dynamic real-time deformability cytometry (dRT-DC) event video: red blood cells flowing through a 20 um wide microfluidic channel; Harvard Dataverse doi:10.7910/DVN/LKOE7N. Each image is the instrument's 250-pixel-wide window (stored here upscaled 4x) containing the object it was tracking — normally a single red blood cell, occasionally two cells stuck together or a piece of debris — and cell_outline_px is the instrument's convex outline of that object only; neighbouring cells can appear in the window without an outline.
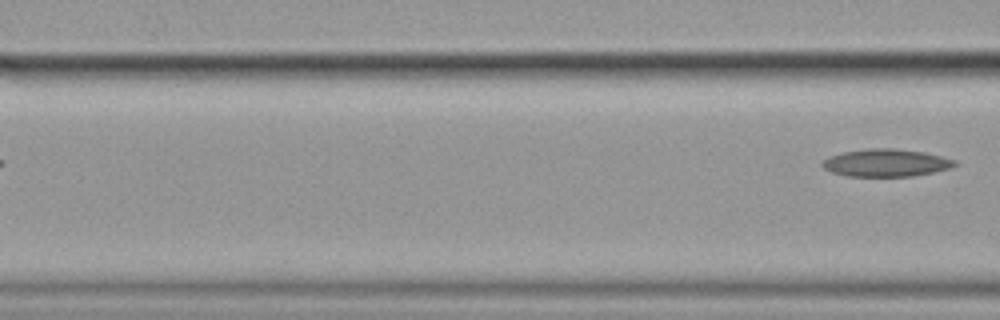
{"species": "common noctule bat (a hibernating species)", "species_latin": "Nyctalus noctula", "temperature_condition": "cold", "stored_images_in_passage": 6, "camera_frame_rate_fps": 3000, "um_per_image_px": 0.085, "animal": {"sex": "female", "body_mass_g": 19.9}, "frame": {"image": 1, "passage_image": 6, "time_ms": 1.667, "image_size_px": [1000, 320], "cell_outline_px": [[956, 164], [948, 168], [932, 172], [912, 176], [848, 176], [832, 172], [824, 168], [820, 164], [828, 156], [844, 152], [868, 148], [892, 148], [924, 152], [956, 160]], "centroid_in_image_um": [75.27, 13.83], "position_along_channel_um": 91.3, "area_um2": 21.04}}